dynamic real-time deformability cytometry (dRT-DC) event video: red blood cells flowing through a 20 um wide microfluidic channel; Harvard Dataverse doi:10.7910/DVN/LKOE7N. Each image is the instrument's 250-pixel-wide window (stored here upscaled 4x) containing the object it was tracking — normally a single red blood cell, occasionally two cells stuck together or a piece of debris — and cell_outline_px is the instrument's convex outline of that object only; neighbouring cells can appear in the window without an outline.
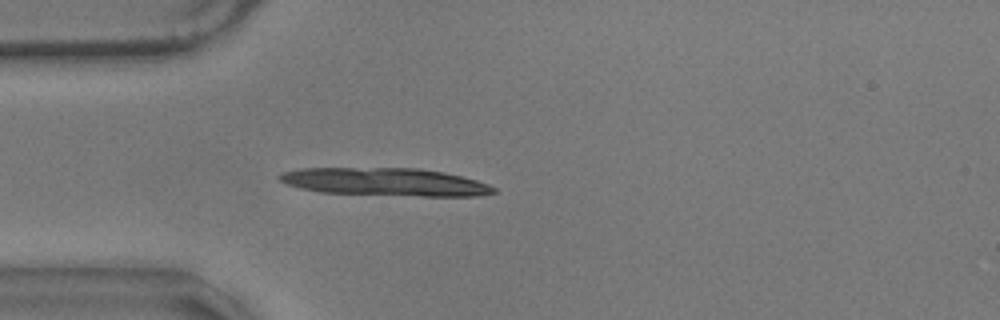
{"species": "common noctule bat (a hibernating species)", "species_latin": "Nyctalus noctula", "temperature_condition": "warm", "stored_images_in_passage": 17, "camera_frame_rate_fps": 3000, "um_per_image_px": 0.085, "animal": {"sex": "male", "body_mass_g": 17.9}, "frame": {"image": 1, "passage_image": 15, "time_ms": 4.667, "image_size_px": [1000, 320], "cell_outline_px": [[496, 192], [476, 196], [420, 196], [320, 192], [300, 188], [288, 184], [280, 180], [276, 176], [280, 172], [300, 168], [420, 168], [444, 172], [476, 180], [488, 184], [496, 188]], "centroid_in_image_um": [32.72, 15.46], "position_along_channel_um": 52.3, "area_um2": 34.8}}